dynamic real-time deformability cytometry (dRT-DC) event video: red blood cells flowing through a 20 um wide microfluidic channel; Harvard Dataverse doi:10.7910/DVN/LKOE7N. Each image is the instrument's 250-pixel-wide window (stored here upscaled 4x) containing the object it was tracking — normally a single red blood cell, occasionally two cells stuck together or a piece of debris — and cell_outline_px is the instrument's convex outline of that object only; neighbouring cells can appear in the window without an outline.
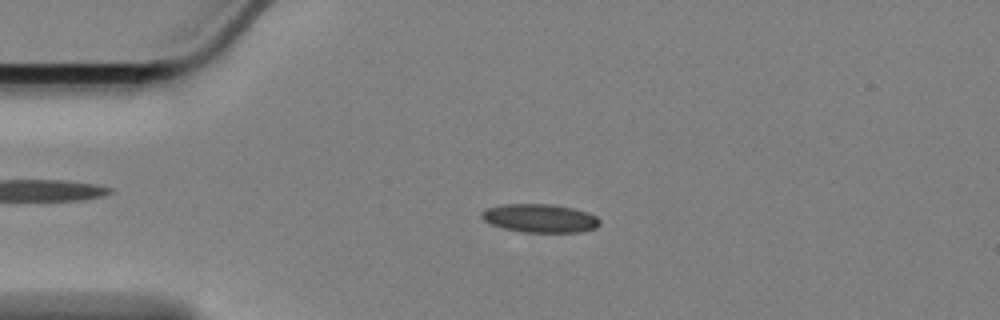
{"species": "Egyptian fruit bat (a non-hibernating species)", "species_latin": "Rousettus aegyptiacus", "temperature_condition": "cold", "stored_images_in_passage": 58, "camera_frame_rate_fps": 3000, "um_per_image_px": 0.085, "animal": {"sex": "female"}, "frame": {"image": 1, "passage_image": 13, "time_ms": 4.0, "image_size_px": [1000, 320], "cell_outline_px": [[600, 224], [596, 228], [580, 232], [524, 232], [504, 228], [492, 224], [484, 220], [480, 216], [480, 212], [488, 208], [504, 204], [552, 204], [572, 208], [588, 212], [596, 216], [600, 220]], "centroid_in_image_um": [45.92, 18.55], "position_along_channel_um": 39.1, "area_um2": 19.54}}
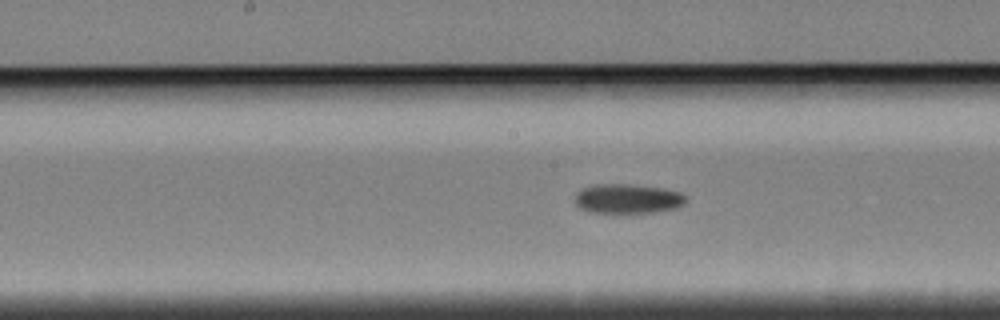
{"frame": {"image": 2, "passage_image": 29, "time_ms": 9.333, "image_size_px": [1000, 320], "cell_outline_px": [[688, 200], [684, 204], [676, 208], [660, 212], [588, 212], [580, 208], [576, 204], [576, 192], [580, 188], [596, 184], [632, 184], [664, 188], [680, 192]], "centroid_in_image_um": [53.36, 16.88], "position_along_channel_um": 194.8, "area_um2": 19.25}}
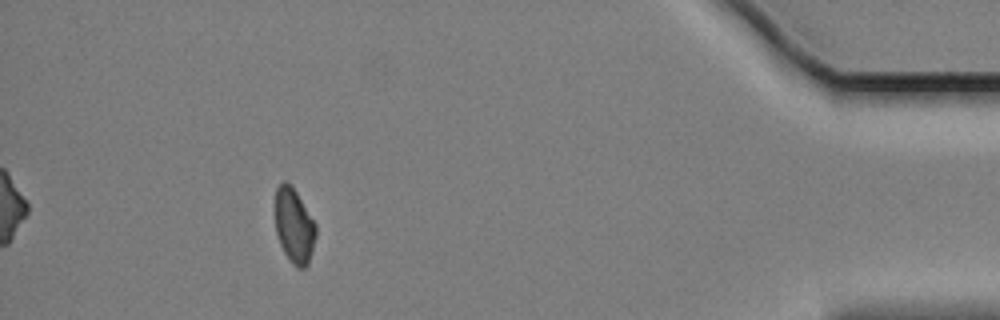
{"frame": {"image": 3, "passage_image": 53, "time_ms": 17.333, "image_size_px": [1000, 320], "cell_outline_px": [[316, 236], [312, 252], [308, 264], [304, 268], [296, 268], [292, 264], [284, 252], [280, 244], [276, 232], [276, 188], [284, 180], [296, 192], [316, 224]], "centroid_in_image_um": [25.01, 19.24], "position_along_channel_um": 410.2, "area_um2": 17.51}}